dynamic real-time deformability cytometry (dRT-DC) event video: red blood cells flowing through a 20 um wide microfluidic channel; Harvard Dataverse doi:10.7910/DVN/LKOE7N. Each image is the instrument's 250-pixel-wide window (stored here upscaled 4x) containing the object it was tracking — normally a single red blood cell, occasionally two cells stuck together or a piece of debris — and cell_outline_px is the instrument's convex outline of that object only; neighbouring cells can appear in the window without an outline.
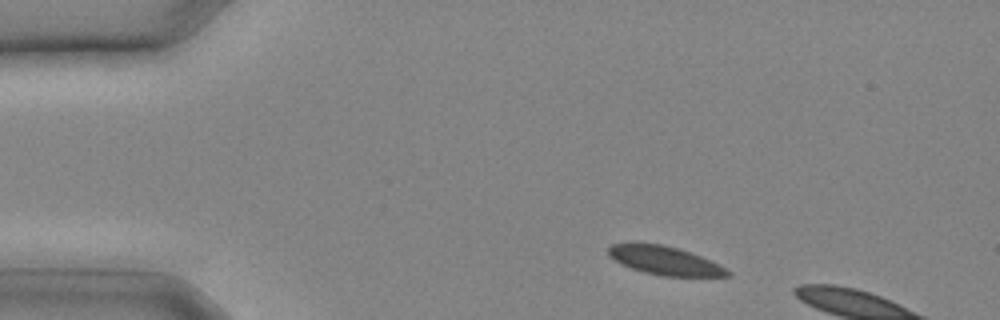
{"species": "common noctule bat (a hibernating species)", "species_latin": "Nyctalus noctula", "temperature_condition": "cold", "stored_images_in_passage": 4, "camera_frame_rate_fps": 3000, "um_per_image_px": 0.085, "animal": {"sex": "male", "body_mass_g": 20.4}, "frame": {"image": 1, "passage_image": 2, "time_ms": 0.333, "image_size_px": [1000, 320], "cell_outline_px": [[732, 276], [664, 276], [644, 272], [632, 268], [608, 256], [608, 248], [612, 244], [632, 240], [636, 240], [660, 244], [692, 252], [732, 272]], "centroid_in_image_um": [56.43, 22.1], "position_along_channel_um": 28.6, "area_um2": 20.0}}